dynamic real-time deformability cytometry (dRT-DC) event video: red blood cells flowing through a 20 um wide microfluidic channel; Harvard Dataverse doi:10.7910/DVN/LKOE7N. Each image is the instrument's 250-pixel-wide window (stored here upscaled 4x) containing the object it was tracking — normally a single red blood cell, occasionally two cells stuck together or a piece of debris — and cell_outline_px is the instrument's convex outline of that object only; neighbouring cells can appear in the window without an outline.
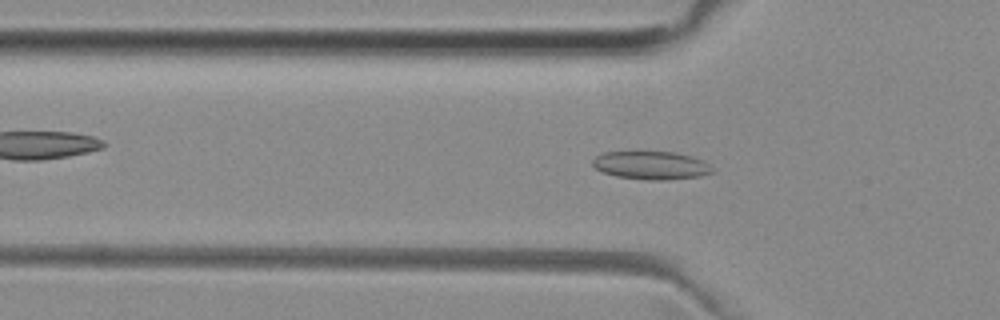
{"species": "common noctule bat (a hibernating species)", "species_latin": "Nyctalus noctula", "temperature_condition": "room temperature", "stored_images_in_passage": 37, "camera_frame_rate_fps": 3000, "um_per_image_px": 0.085, "animal": {"sex": "female", "body_mass_g": 29.2, "forearm_length_mm": 56.3}, "frame": {"image": 1, "passage_image": 2, "time_ms": 0.333, "image_size_px": [1000, 320], "cell_outline_px": [[712, 172], [700, 176], [660, 180], [648, 180], [616, 176], [604, 172], [596, 168], [592, 164], [592, 160], [596, 156], [604, 152], [676, 152], [692, 156], [704, 160], [712, 168]], "centroid_in_image_um": [55.35, 14.04], "position_along_channel_um": 70.4, "area_um2": 19.48}}
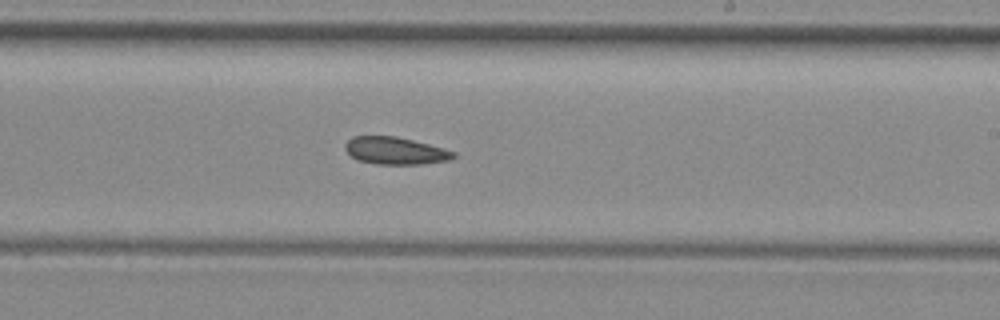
{"frame": {"image": 2, "passage_image": 16, "time_ms": 5.0, "image_size_px": [1000, 320], "cell_outline_px": [[456, 156], [452, 160], [420, 164], [376, 164], [356, 160], [344, 148], [344, 144], [352, 136], [396, 136], [444, 148], [456, 152]], "centroid_in_image_um": [33.61, 12.81], "position_along_channel_um": 255.4, "area_um2": 17.34}}
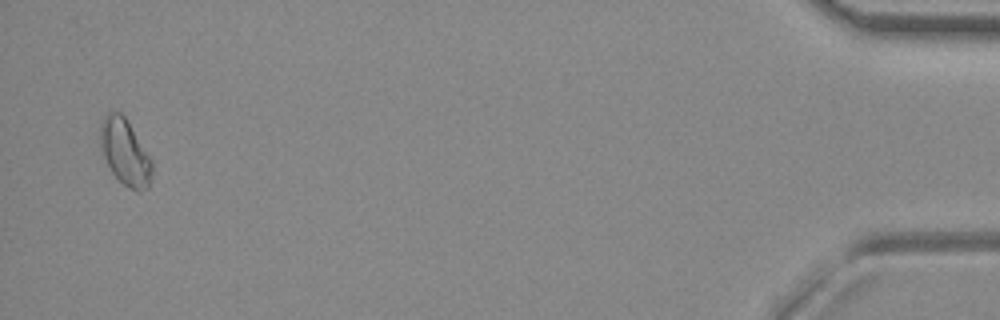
{"frame": {"image": 3, "passage_image": 36, "time_ms": 11.667, "image_size_px": [1000, 320], "cell_outline_px": [[152, 176], [148, 188], [140, 192], [136, 192], [128, 188], [112, 172], [104, 156], [100, 144], [100, 120], [108, 112], [120, 112], [128, 120], [152, 160]], "centroid_in_image_um": [10.64, 12.93], "position_along_channel_um": 424.6, "area_um2": 20.0}}